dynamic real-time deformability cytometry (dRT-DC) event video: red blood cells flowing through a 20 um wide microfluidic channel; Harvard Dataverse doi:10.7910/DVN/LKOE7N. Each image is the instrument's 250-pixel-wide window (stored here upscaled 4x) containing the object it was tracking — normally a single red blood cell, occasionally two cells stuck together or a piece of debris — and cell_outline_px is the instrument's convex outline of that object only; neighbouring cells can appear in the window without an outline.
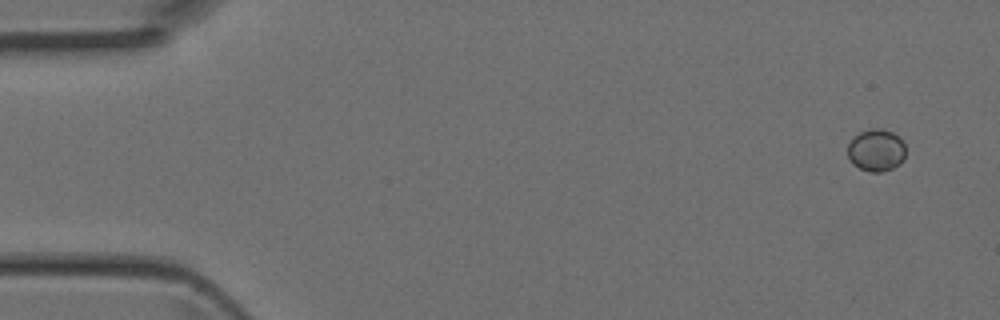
{"species": "Egyptian fruit bat (a non-hibernating species)", "species_latin": "Rousettus aegyptiacus", "temperature_condition": "room temperature", "stored_images_in_passage": 3, "camera_frame_rate_fps": 3000, "um_per_image_px": 0.085, "animal": {"sex": "female"}, "frame": {"image": 1, "passage_image": 1, "time_ms": 0.0, "image_size_px": [1000, 320], "cell_outline_px": [[904, 160], [900, 164], [892, 168], [880, 172], [868, 172], [852, 164], [848, 156], [848, 144], [852, 136], [860, 132], [872, 128], [880, 128], [892, 132], [900, 136], [904, 144]], "centroid_in_image_um": [74.47, 12.76], "position_along_channel_um": 10.5, "area_um2": 14.45}}
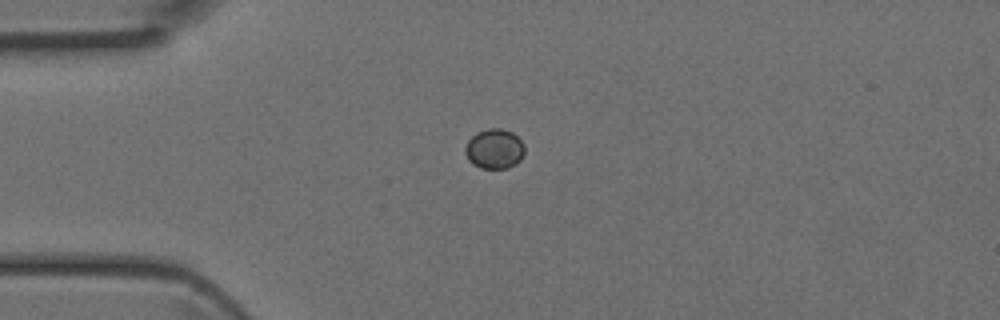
{"frame": {"image": 2, "passage_image": 3, "time_ms": 0.667, "image_size_px": [1000, 320], "cell_outline_px": [[524, 152], [520, 160], [516, 164], [508, 168], [480, 168], [472, 164], [468, 160], [464, 152], [464, 148], [468, 140], [476, 132], [488, 128], [500, 128], [512, 132], [524, 144]], "centroid_in_image_um": [42.0, 12.65], "position_along_channel_um": 43.0, "area_um2": 13.93}}